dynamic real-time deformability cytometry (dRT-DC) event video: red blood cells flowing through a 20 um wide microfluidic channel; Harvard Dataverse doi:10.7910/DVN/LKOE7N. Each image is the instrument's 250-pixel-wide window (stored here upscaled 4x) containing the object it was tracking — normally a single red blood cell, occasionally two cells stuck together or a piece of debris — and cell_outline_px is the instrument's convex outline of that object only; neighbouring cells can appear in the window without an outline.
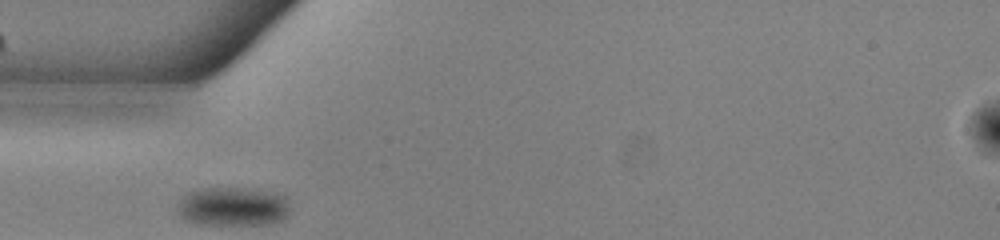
{"species": "common noctule bat (a hibernating species)", "species_latin": "Nyctalus noctula", "temperature_condition": "warm", "stored_images_in_passage": 27, "camera_frame_rate_fps": 3000, "um_per_image_px": 0.085, "animal": {"sex": "male", "body_mass_g": 13.0, "forearm_length_mm": 53.1}, "frame": {"image": 1, "passage_image": 1, "time_ms": 0.0, "image_size_px": [1000, 240], "cell_outline_px": [[292, 212], [284, 220], [276, 224], [196, 224], [184, 220], [180, 216], [176, 208], [176, 204], [188, 192], [204, 188], [260, 188], [284, 196], [288, 200]], "centroid_in_image_um": [19.85, 17.56], "position_along_channel_um": 65.1, "area_um2": 26.3}}
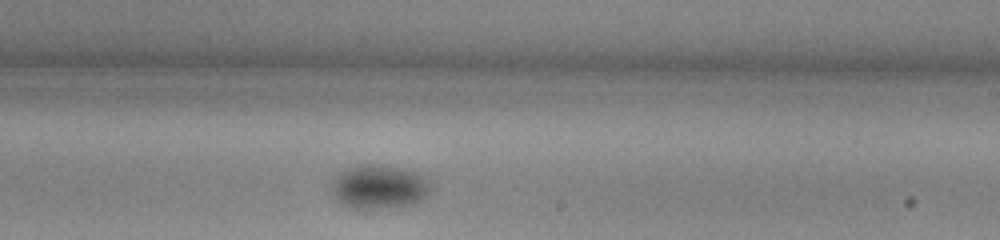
{"frame": {"image": 2, "passage_image": 16, "time_ms": 5.0, "image_size_px": [1000, 240], "cell_outline_px": [[436, 188], [428, 196], [412, 204], [376, 208], [352, 208], [344, 204], [332, 192], [332, 180], [340, 172], [352, 164], [376, 164], [400, 168], [416, 172], [424, 176]], "centroid_in_image_um": [32.28, 15.85], "position_along_channel_um": 256.7, "area_um2": 25.49}}
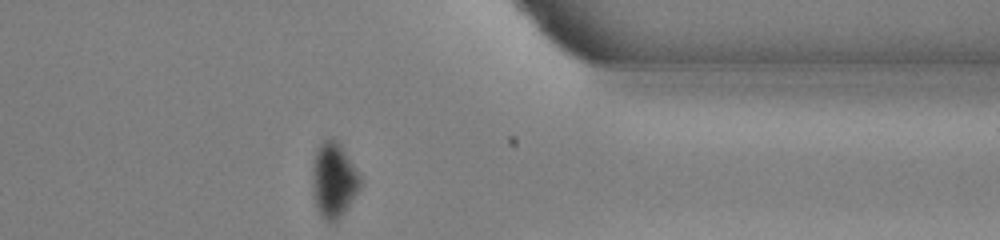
{"frame": {"image": 3, "passage_image": 27, "time_ms": 8.667, "image_size_px": [1000, 240], "cell_outline_px": [[360, 188], [348, 208], [336, 224], [332, 224], [324, 220], [320, 216], [316, 208], [312, 188], [312, 168], [316, 148], [324, 140], [332, 136], [340, 144], [360, 176]], "centroid_in_image_um": [28.34, 15.36], "position_along_channel_um": 383.1, "area_um2": 21.27}}